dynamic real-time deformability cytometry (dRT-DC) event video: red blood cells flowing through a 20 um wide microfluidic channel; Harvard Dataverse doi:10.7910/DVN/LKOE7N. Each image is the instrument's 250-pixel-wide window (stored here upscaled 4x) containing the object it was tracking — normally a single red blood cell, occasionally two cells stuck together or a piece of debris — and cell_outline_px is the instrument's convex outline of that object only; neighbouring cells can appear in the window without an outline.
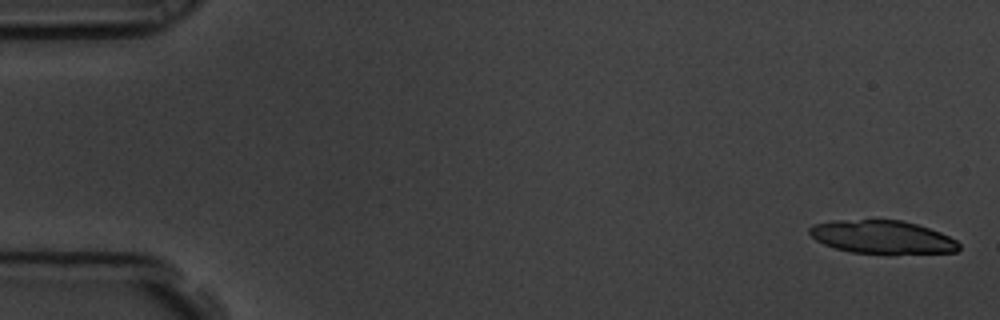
{"species": "common noctule bat (a hibernating species)", "species_latin": "Nyctalus noctula", "temperature_condition": "room temperature", "stored_images_in_passage": 5, "camera_frame_rate_fps": 3000, "um_per_image_px": 0.085, "animal": {"sex": "male", "body_mass_g": 19.5, "forearm_length_mm": 54.6}, "frame": {"image": 1, "passage_image": 1, "time_ms": 0.0, "image_size_px": [1000, 320], "cell_outline_px": [[960, 248], [956, 252], [852, 252], [836, 248], [824, 244], [816, 240], [808, 232], [808, 228], [812, 224], [832, 220], [904, 220], [940, 232], [956, 240], [960, 244]], "centroid_in_image_um": [74.94, 20.12], "position_along_channel_um": 10.1, "area_um2": 28.32}}